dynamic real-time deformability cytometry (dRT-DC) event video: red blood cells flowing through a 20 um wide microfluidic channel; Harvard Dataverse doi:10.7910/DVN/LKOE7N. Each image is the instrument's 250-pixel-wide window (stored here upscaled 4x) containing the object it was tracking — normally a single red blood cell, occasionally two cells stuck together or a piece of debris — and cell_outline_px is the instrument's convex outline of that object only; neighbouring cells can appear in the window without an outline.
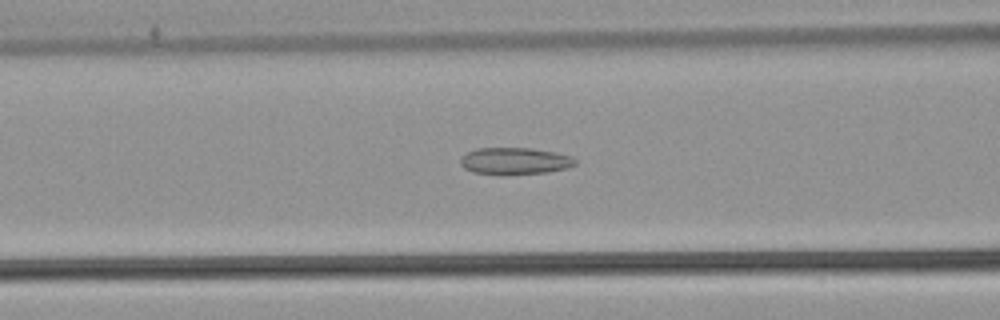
{"species": "common noctule bat (a hibernating species)", "species_latin": "Nyctalus noctula", "temperature_condition": "warm", "stored_images_in_passage": 41, "camera_frame_rate_fps": 3000, "um_per_image_px": 0.085, "animal": {"sex": "male", "body_mass_g": 21.5, "forearm_length_mm": 52.0}, "frame": {"image": 1, "passage_image": 17, "time_ms": 5.333, "image_size_px": [1000, 320], "cell_outline_px": [[576, 164], [568, 168], [548, 172], [500, 176], [472, 172], [464, 168], [460, 164], [460, 160], [468, 152], [476, 148], [532, 148], [572, 156], [576, 160]], "centroid_in_image_um": [43.75, 13.71], "position_along_channel_um": 122.9, "area_um2": 18.26}}
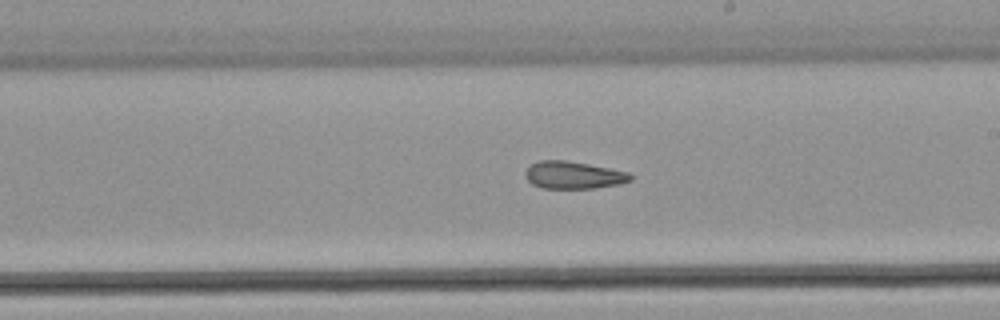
{"frame": {"image": 2, "passage_image": 26, "time_ms": 8.333, "image_size_px": [1000, 320], "cell_outline_px": [[632, 180], [620, 184], [592, 188], [540, 188], [532, 184], [524, 176], [524, 172], [532, 164], [540, 160], [564, 160], [588, 164], [628, 172], [632, 176]], "centroid_in_image_um": [48.72, 14.89], "position_along_channel_um": 240.3, "area_um2": 16.7}}
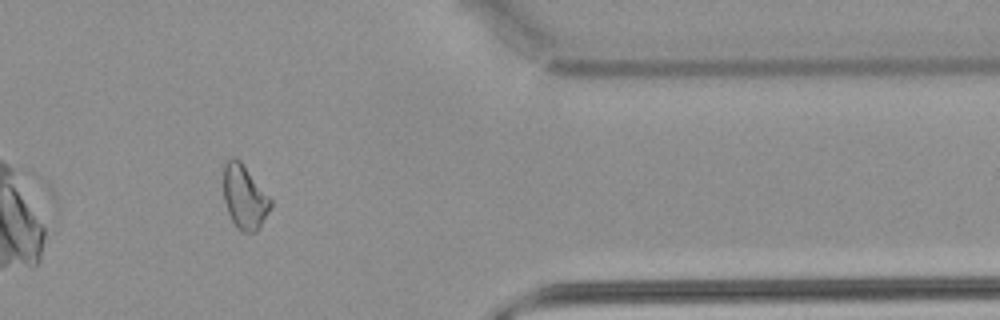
{"frame": {"image": 3, "passage_image": 39, "time_ms": 12.667, "image_size_px": [1000, 320], "cell_outline_px": [[272, 204], [268, 212], [256, 232], [240, 232], [236, 228], [228, 212], [224, 200], [224, 164], [232, 156], [236, 156], [240, 160], [272, 200]], "centroid_in_image_um": [20.77, 16.74], "position_along_channel_um": 390.6, "area_um2": 17.46}, "authors_computed_cell_mechanics": {"area_um2": 17.8024, "velocity_mm_per_s": 3.9187, "shape_relaxation_time_tau1_ms": null, "shape_relaxation_time_tau2_ms": 4.2159, "deformation_change_tau1": null, "deformation_change_tau2": 0.1071}}